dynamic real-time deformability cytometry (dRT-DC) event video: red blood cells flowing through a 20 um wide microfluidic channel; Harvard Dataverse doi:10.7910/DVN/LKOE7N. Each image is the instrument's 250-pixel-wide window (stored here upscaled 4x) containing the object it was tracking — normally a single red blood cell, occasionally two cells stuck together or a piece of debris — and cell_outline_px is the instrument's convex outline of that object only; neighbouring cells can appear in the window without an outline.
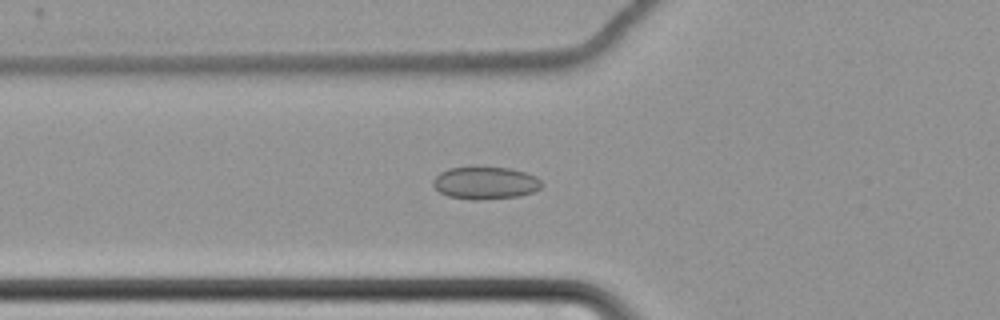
{"species": "common noctule bat (a hibernating species)", "species_latin": "Nyctalus noctula", "temperature_condition": "cold", "stored_images_in_passage": 60, "camera_frame_rate_fps": 3000, "um_per_image_px": 0.085, "animal": {"sex": "female", "body_mass_g": 22.7, "forearm_length_mm": 54.2}, "frame": {"image": 1, "passage_image": 22, "time_ms": 7.0, "image_size_px": [1000, 320], "cell_outline_px": [[544, 184], [540, 188], [532, 192], [520, 196], [476, 200], [472, 200], [448, 196], [440, 192], [432, 184], [432, 180], [440, 172], [448, 168], [472, 164], [512, 168], [536, 176]], "centroid_in_image_um": [41.23, 15.5], "position_along_channel_um": 84.6, "area_um2": 21.33}}
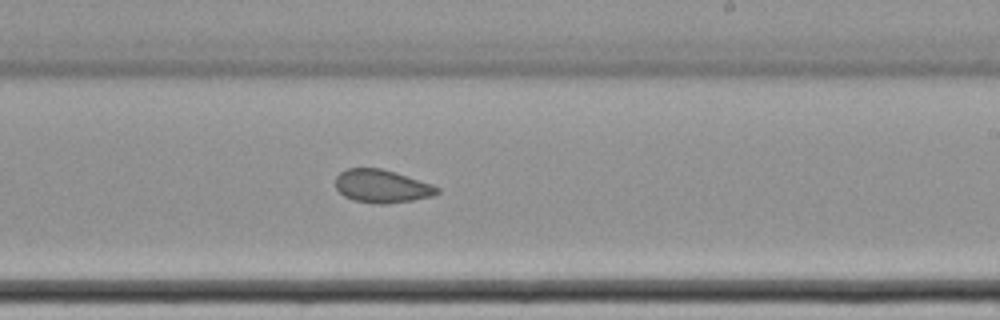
{"frame": {"image": 2, "passage_image": 37, "time_ms": 12.0, "image_size_px": [1000, 320], "cell_outline_px": [[440, 192], [432, 196], [412, 200], [384, 204], [376, 204], [352, 200], [344, 196], [336, 188], [336, 176], [340, 172], [348, 168], [380, 168], [396, 172], [432, 184], [440, 188]], "centroid_in_image_um": [32.46, 15.83], "position_along_channel_um": 256.5, "area_um2": 19.65}}
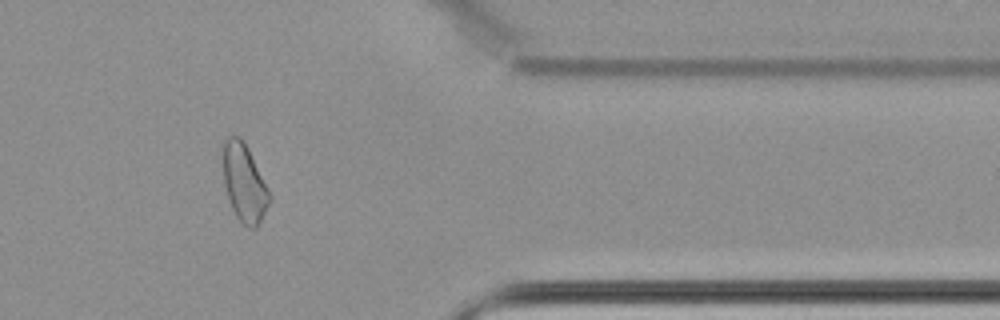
{"frame": {"image": 3, "passage_image": 50, "time_ms": 16.333, "image_size_px": [1000, 320], "cell_outline_px": [[272, 200], [256, 228], [248, 228], [236, 216], [232, 208], [224, 184], [224, 140], [228, 136], [240, 136], [248, 148], [272, 196]], "centroid_in_image_um": [20.79, 15.56], "position_along_channel_um": 390.6, "area_um2": 20.81}, "authors_computed_cell_mechanics": {"area_um2": 21.3282, "velocity_mm_per_s": 3.4522, "shape_relaxation_time_tau1_ms": null, "shape_relaxation_time_tau2_ms": 2.9143, "deformation_change_tau1": null, "deformation_change_tau2": 0.0734}}